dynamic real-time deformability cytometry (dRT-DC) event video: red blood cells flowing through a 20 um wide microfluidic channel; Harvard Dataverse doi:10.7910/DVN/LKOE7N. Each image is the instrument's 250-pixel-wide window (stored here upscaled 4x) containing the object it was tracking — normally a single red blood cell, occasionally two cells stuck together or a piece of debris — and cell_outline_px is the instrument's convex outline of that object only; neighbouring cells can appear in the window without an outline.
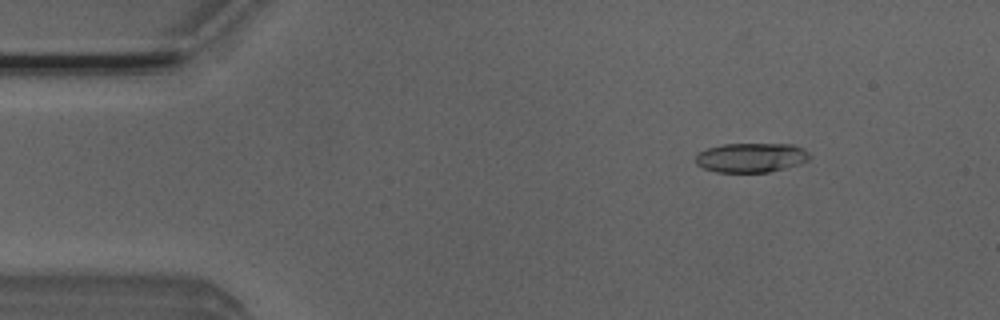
{"species": "Egyptian fruit bat (a non-hibernating species)", "species_latin": "Rousettus aegyptiacus", "temperature_condition": "room temperature", "stored_images_in_passage": 52, "camera_frame_rate_fps": 3000, "um_per_image_px": 0.085, "animal": {"sex": "male"}, "frame": {"image": 1, "passage_image": 7, "time_ms": 2.0, "image_size_px": [1000, 320], "cell_outline_px": [[812, 156], [808, 160], [800, 164], [768, 172], [716, 172], [704, 168], [696, 164], [696, 156], [700, 152], [708, 148], [724, 144], [792, 144], [808, 152]], "centroid_in_image_um": [63.86, 13.4], "position_along_channel_um": 21.1, "area_um2": 19.42}}
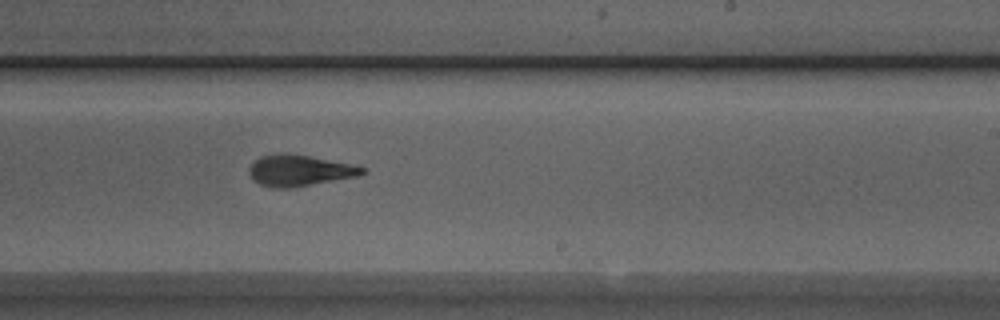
{"frame": {"image": 2, "passage_image": 31, "time_ms": 10.0, "image_size_px": [1000, 320], "cell_outline_px": [[368, 168], [360, 176], [288, 188], [272, 188], [260, 184], [252, 180], [248, 172], [248, 168], [260, 156], [280, 152], [284, 152], [308, 156]], "centroid_in_image_um": [25.4, 14.49], "position_along_channel_um": 263.6, "area_um2": 20.46}}
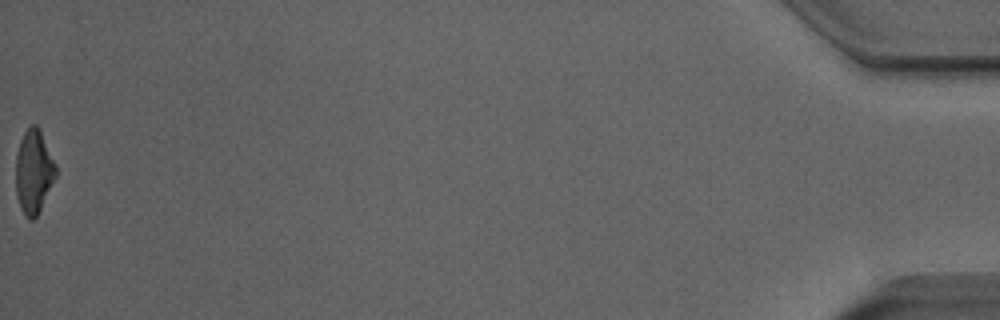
{"frame": {"image": 3, "passage_image": 52, "time_ms": 17.0, "image_size_px": [1000, 320], "cell_outline_px": [[56, 176], [36, 216], [32, 220], [28, 220], [20, 208], [16, 196], [16, 156], [20, 140], [24, 132], [32, 124], [36, 124], [40, 128], [56, 164]], "centroid_in_image_um": [2.86, 14.56], "position_along_channel_um": 432.3, "area_um2": 19.48}, "authors_computed_cell_mechanics": {"area_um2": 19.941, "velocity_mm_per_s": 3.9655, "shape_relaxation_time_tau1_ms": 4.6576, "shape_relaxation_time_tau2_ms": 2.5231, "deformation_change_tau1": 0.1823, "deformation_change_tau2": 0.1336}}